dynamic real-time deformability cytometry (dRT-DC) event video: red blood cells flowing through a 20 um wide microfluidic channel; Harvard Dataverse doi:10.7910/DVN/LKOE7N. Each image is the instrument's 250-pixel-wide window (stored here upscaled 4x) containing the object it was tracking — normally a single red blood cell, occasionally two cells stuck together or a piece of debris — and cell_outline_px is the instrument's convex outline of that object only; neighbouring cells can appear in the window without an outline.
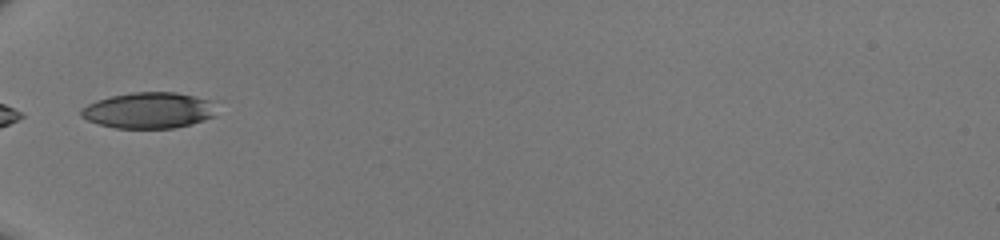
{"species": "human", "species_latin": "Homo sapiens", "temperature_condition": "room temperature", "stored_images_in_passage": 30, "camera_frame_rate_fps": 3000, "um_per_image_px": 0.085, "donor": {"sex": "male"}, "frame": {"image": 1, "passage_image": 1, "time_ms": 0.0, "image_size_px": [1000, 240], "cell_outline_px": [[216, 116], [192, 124], [176, 128], [116, 128], [100, 124], [88, 120], [80, 116], [80, 108], [96, 100], [112, 96], [132, 92], [176, 92], [196, 96], [212, 100]], "centroid_in_image_um": [12.66, 9.38], "position_along_channel_um": 72.3, "area_um2": 28.61}}
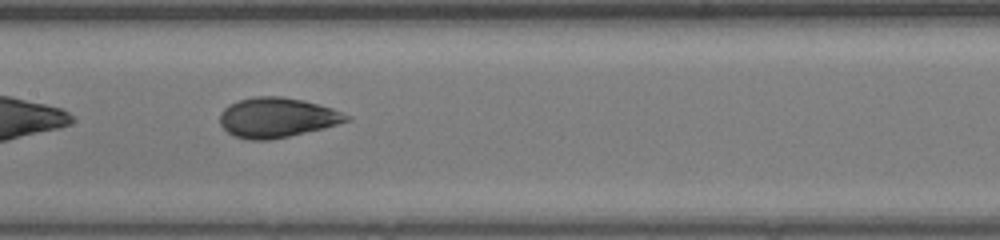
{"frame": {"image": 2, "passage_image": 9, "time_ms": 2.667, "image_size_px": [1000, 240], "cell_outline_px": [[352, 120], [324, 128], [288, 136], [268, 140], [248, 140], [236, 136], [228, 132], [220, 124], [220, 112], [228, 104], [252, 96], [280, 96], [300, 100], [332, 108], [352, 116]], "centroid_in_image_um": [23.54, 9.99], "position_along_channel_um": 183.9, "area_um2": 29.3}}
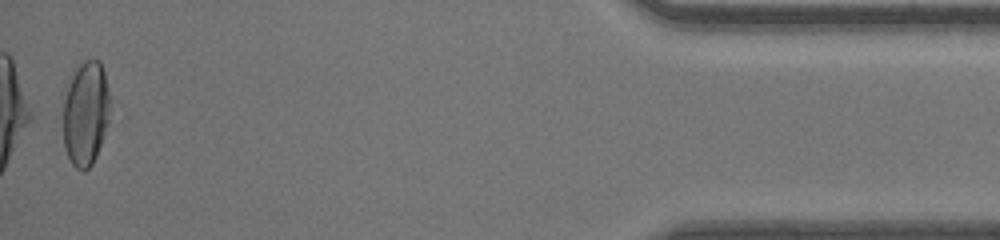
{"frame": {"image": 3, "passage_image": 30, "time_ms": 9.667, "image_size_px": [1000, 240], "cell_outline_px": [[116, 116], [92, 164], [88, 168], [76, 168], [72, 164], [64, 148], [64, 100], [76, 64], [88, 60], [100, 60], [104, 72]], "centroid_in_image_um": [7.39, 9.64], "position_along_channel_um": 427.8, "area_um2": 29.71}}